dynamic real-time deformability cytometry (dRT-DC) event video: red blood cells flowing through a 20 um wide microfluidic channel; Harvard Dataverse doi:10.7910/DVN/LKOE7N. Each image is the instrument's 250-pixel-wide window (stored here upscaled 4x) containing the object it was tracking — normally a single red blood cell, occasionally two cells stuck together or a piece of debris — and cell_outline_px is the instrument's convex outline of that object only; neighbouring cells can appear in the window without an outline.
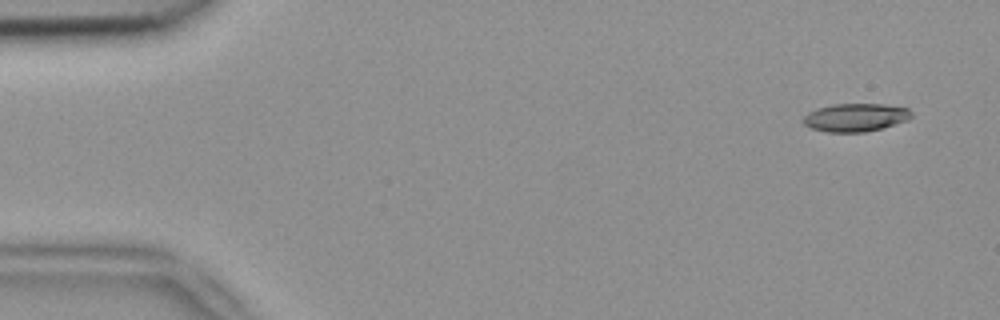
{"species": "common noctule bat (a hibernating species)", "species_latin": "Nyctalus noctula", "temperature_condition": "room temperature", "stored_images_in_passage": 7, "camera_frame_rate_fps": 3000, "um_per_image_px": 0.085, "animal": {"sex": "female", "body_mass_g": 18.4}, "frame": {"image": 1, "passage_image": 1, "time_ms": 0.0, "image_size_px": [1000, 320], "cell_outline_px": [[912, 116], [908, 120], [880, 128], [864, 132], [828, 132], [812, 128], [804, 124], [804, 116], [808, 112], [816, 108], [832, 104], [884, 104], [908, 108], [912, 112]], "centroid_in_image_um": [72.72, 9.97], "position_along_channel_um": 12.3, "area_um2": 17.63}}
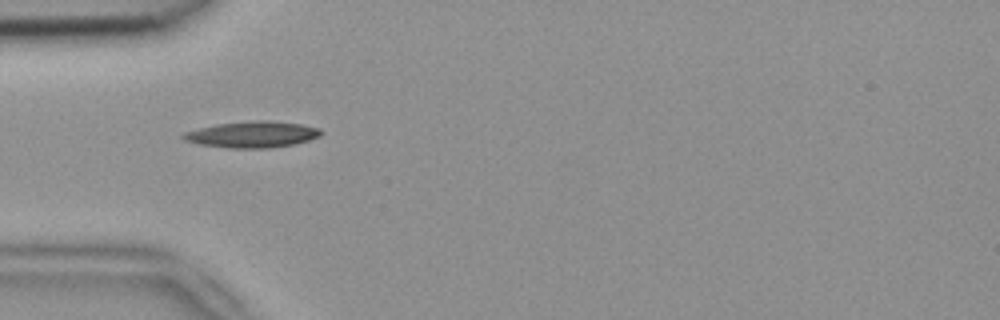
{"frame": {"image": 2, "passage_image": 5, "time_ms": 1.333, "image_size_px": [1000, 320], "cell_outline_px": [[324, 132], [320, 136], [296, 144], [268, 148], [228, 148], [200, 144], [184, 140], [180, 136], [184, 132], [216, 124], [256, 120], [268, 120], [300, 124], [320, 128]], "centroid_in_image_um": [21.46, 11.43], "position_along_channel_um": 63.5, "area_um2": 21.1}}